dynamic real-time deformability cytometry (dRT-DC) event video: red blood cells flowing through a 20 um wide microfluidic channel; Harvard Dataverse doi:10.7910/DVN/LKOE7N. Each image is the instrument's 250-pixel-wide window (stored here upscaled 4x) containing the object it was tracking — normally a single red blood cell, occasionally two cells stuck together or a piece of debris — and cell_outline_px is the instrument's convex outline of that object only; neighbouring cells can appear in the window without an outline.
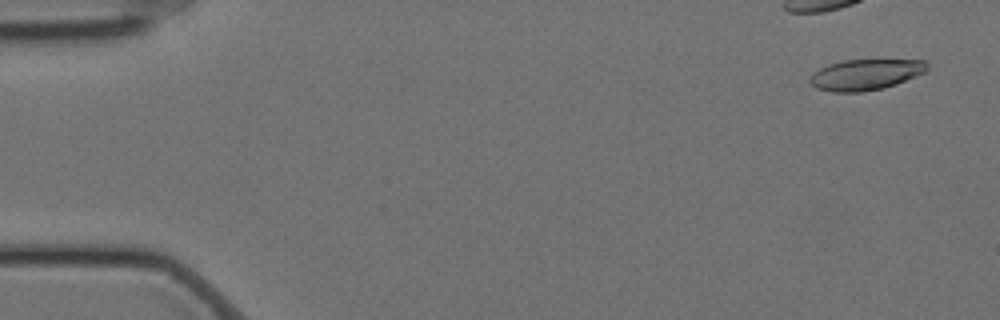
{"species": "Egyptian fruit bat (a non-hibernating species)", "species_latin": "Rousettus aegyptiacus", "temperature_condition": "cold", "stored_images_in_passage": 57, "camera_frame_rate_fps": 3000, "um_per_image_px": 0.085, "animal": {"sex": "female"}, "frame": {"image": 1, "passage_image": 2, "time_ms": 0.333, "image_size_px": [1000, 320], "cell_outline_px": [[928, 68], [924, 72], [916, 76], [896, 84], [884, 88], [860, 92], [832, 92], [816, 88], [808, 80], [820, 68], [828, 64], [844, 60], [928, 60]], "centroid_in_image_um": [73.59, 6.34], "position_along_channel_um": 11.4, "area_um2": 20.98}}